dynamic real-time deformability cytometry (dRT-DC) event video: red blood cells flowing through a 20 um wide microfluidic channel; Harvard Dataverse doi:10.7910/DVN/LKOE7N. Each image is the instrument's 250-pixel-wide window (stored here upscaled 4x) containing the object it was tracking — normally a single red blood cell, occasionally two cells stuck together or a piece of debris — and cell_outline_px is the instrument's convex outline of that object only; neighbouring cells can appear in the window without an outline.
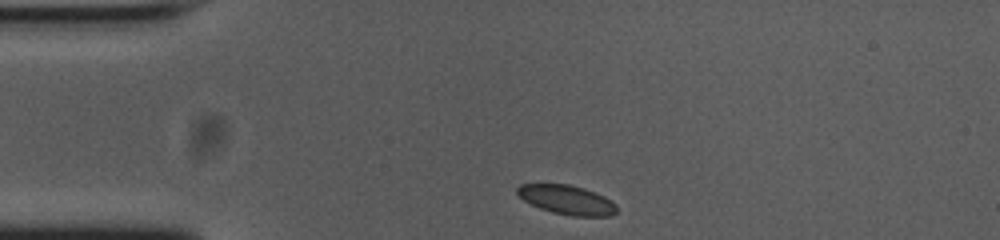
{"species": "common noctule bat (a hibernating species)", "species_latin": "Nyctalus noctula", "temperature_condition": "cold", "stored_images_in_passage": 35, "camera_frame_rate_fps": 3000, "um_per_image_px": 0.085, "animal": {"sex": "female", "body_mass_g": 23.0, "forearm_length_mm": 53.4}, "frame": {"image": 1, "passage_image": 1, "time_ms": 0.0, "image_size_px": [1000, 240], "cell_outline_px": [[616, 212], [612, 216], [572, 216], [552, 212], [540, 208], [524, 200], [516, 192], [516, 188], [520, 184], [568, 184], [584, 188], [596, 192], [612, 200], [616, 204]], "centroid_in_image_um": [48.21, 16.98], "position_along_channel_um": 36.8, "area_um2": 16.99}}
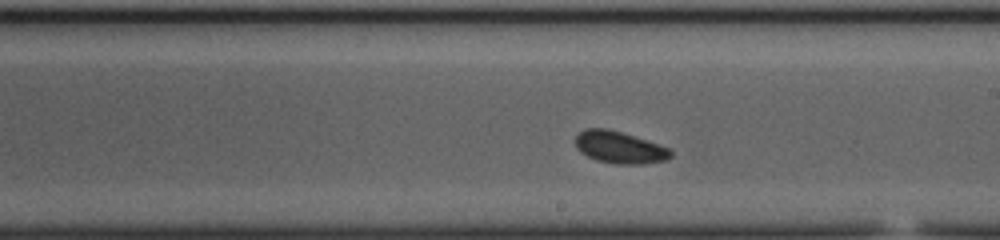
{"frame": {"image": 2, "passage_image": 20, "time_ms": 6.333, "image_size_px": [1000, 240], "cell_outline_px": [[672, 156], [668, 160], [644, 164], [616, 164], [596, 160], [580, 152], [576, 148], [576, 136], [584, 128], [604, 128], [620, 132], [660, 144], [668, 148], [672, 152]], "centroid_in_image_um": [52.67, 12.54], "position_along_channel_um": 236.3, "area_um2": 17.8}}
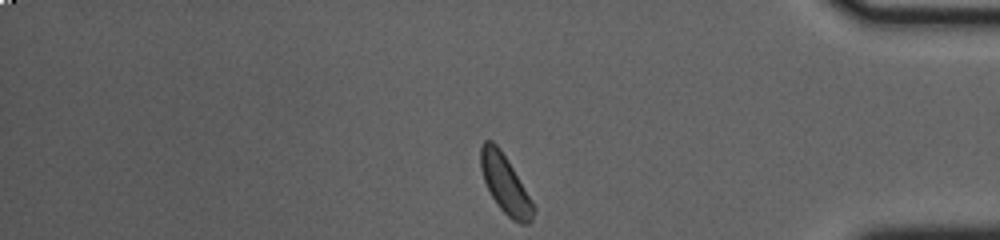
{"frame": {"image": 3, "passage_image": 35, "time_ms": 11.333, "image_size_px": [1000, 240], "cell_outline_px": [[536, 208], [532, 220], [528, 224], [520, 224], [512, 220], [500, 208], [492, 196], [484, 180], [480, 168], [480, 148], [484, 140], [492, 140], [496, 144], [512, 168], [532, 200]], "centroid_in_image_um": [42.95, 15.68], "position_along_channel_um": 392.3, "area_um2": 17.63}}